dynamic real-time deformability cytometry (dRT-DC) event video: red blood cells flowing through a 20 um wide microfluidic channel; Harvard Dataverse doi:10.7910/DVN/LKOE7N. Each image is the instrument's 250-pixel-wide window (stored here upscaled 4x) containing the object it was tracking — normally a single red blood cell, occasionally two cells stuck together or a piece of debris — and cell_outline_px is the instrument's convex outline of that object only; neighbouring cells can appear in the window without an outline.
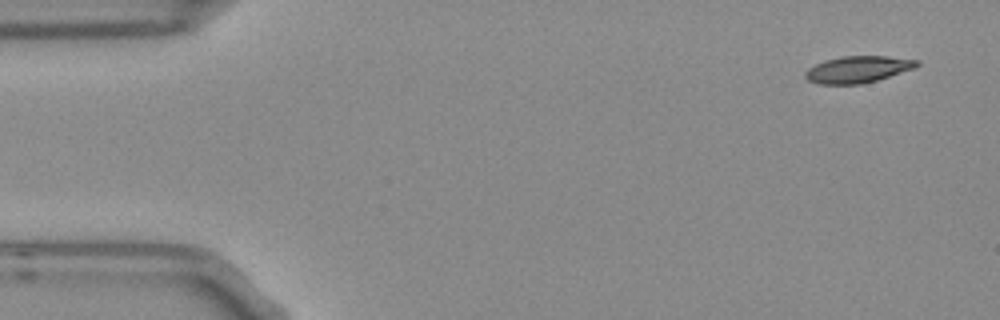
{"species": "Egyptian fruit bat (a non-hibernating species)", "species_latin": "Rousettus aegyptiacus", "temperature_condition": "room temperature", "stored_images_in_passage": 4, "camera_frame_rate_fps": 3000, "um_per_image_px": 0.085, "frame": {"image": 1, "passage_image": 4, "time_ms": 1.0, "image_size_px": [1000, 320], "cell_outline_px": [[920, 64], [916, 68], [876, 80], [860, 84], [820, 84], [808, 80], [804, 76], [804, 72], [808, 68], [824, 60], [840, 56], [888, 56], [920, 60]], "centroid_in_image_um": [72.93, 5.89], "position_along_channel_um": 12.1, "area_um2": 17.46}}